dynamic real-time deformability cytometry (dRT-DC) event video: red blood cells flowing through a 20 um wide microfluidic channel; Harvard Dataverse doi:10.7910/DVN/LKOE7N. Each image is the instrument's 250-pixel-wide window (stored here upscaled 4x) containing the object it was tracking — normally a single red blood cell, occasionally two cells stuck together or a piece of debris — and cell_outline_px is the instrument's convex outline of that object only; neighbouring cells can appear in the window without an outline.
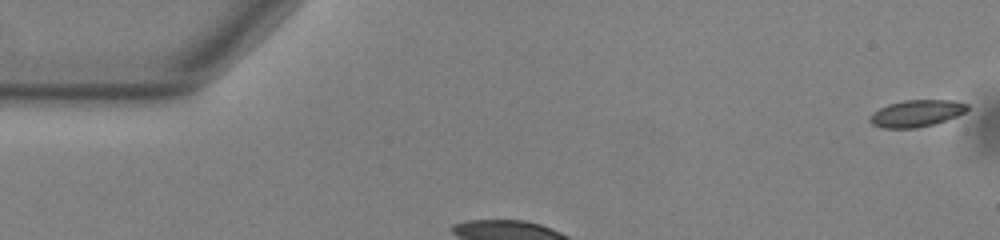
{"species": "common noctule bat (a hibernating species)", "species_latin": "Nyctalus noctula", "temperature_condition": "warm", "stored_images_in_passage": 5, "camera_frame_rate_fps": 3000, "um_per_image_px": 0.085, "animal": {"sex": "male", "body_mass_g": 13.0, "forearm_length_mm": 53.1}, "frame": {"image": 1, "passage_image": 1, "time_ms": 0.0, "image_size_px": [1000, 240], "cell_outline_px": [[968, 108], [964, 112], [956, 116], [936, 124], [916, 128], [884, 128], [872, 124], [868, 120], [872, 112], [888, 104], [904, 100], [952, 100], [968, 104]], "centroid_in_image_um": [77.88, 9.64], "position_along_channel_um": 7.1, "area_um2": 15.26}}